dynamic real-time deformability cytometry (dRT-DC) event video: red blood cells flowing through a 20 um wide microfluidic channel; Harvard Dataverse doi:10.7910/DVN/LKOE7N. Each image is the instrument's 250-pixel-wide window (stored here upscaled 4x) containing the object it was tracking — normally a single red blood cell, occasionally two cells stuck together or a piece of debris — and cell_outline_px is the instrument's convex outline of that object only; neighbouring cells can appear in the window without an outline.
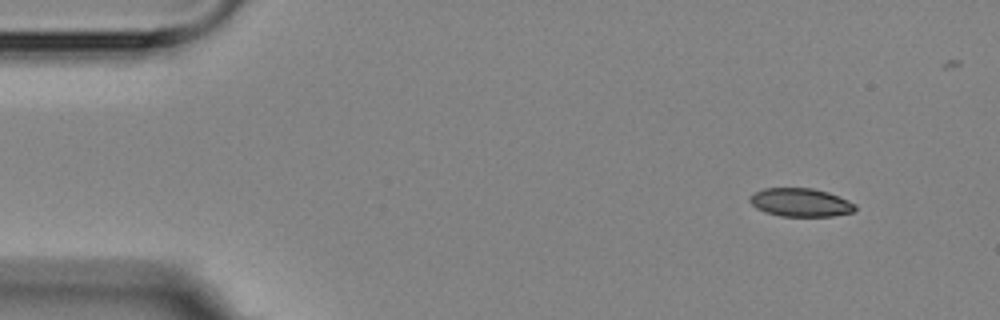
{"species": "Egyptian fruit bat (a non-hibernating species)", "species_latin": "Rousettus aegyptiacus", "temperature_condition": "room temperature", "stored_images_in_passage": 5, "camera_frame_rate_fps": 3000, "um_per_image_px": 0.085, "animal": {"sex": "female"}, "frame": {"image": 1, "passage_image": 1, "time_ms": 0.0, "image_size_px": [1000, 320], "cell_outline_px": [[856, 208], [852, 212], [832, 216], [780, 216], [764, 212], [756, 208], [748, 200], [756, 192], [764, 188], [812, 188], [828, 192], [848, 200], [856, 204]], "centroid_in_image_um": [68.05, 17.21], "position_along_channel_um": 17.0, "area_um2": 17.34}}
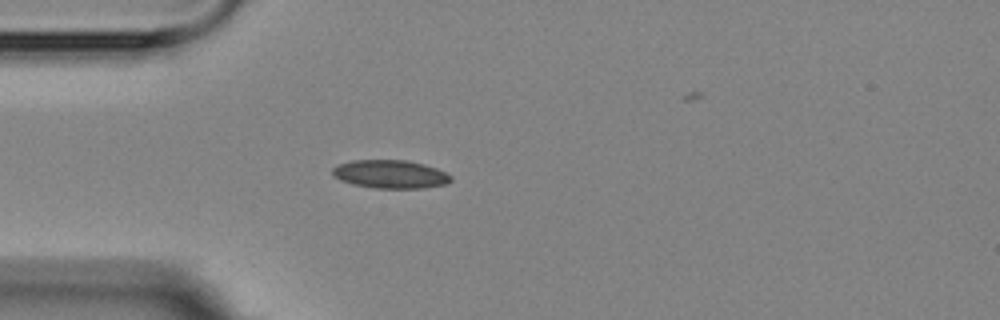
{"frame": {"image": 2, "passage_image": 4, "time_ms": 3.333, "image_size_px": [1000, 320], "cell_outline_px": [[452, 180], [444, 184], [424, 188], [376, 188], [352, 184], [340, 180], [332, 176], [332, 168], [336, 164], [352, 160], [408, 160], [424, 164], [436, 168], [452, 176]], "centroid_in_image_um": [33.14, 14.8], "position_along_channel_um": 51.9, "area_um2": 19.65}}